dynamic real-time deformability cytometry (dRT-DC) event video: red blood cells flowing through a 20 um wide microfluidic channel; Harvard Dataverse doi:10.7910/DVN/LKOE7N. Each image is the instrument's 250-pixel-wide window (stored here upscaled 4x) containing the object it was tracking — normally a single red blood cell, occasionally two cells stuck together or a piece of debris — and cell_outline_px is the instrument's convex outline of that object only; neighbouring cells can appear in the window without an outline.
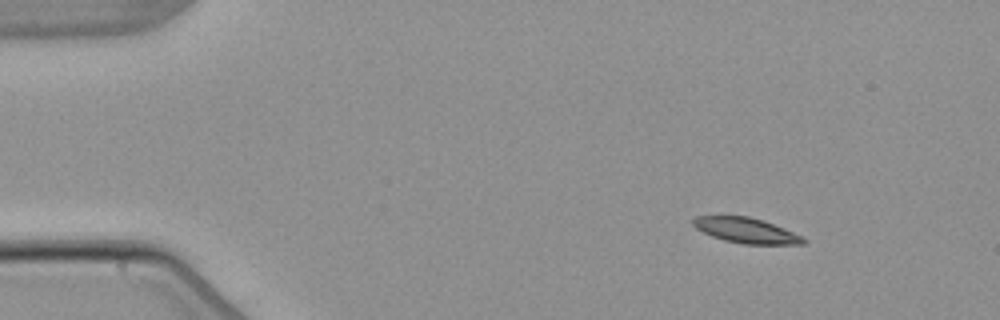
{"species": "common noctule bat (a hibernating species)", "species_latin": "Nyctalus noctula", "temperature_condition": "warm", "stored_images_in_passage": 5, "camera_frame_rate_fps": 3000, "um_per_image_px": 0.085, "animal": {"sex": "male", "body_mass_g": 21.5, "forearm_length_mm": 52.0}, "frame": {"image": 1, "passage_image": 1, "time_ms": 0.0, "image_size_px": [1000, 320], "cell_outline_px": [[808, 240], [804, 244], [744, 244], [724, 240], [712, 236], [696, 228], [692, 224], [692, 220], [696, 216], [748, 216], [764, 220], [804, 236]], "centroid_in_image_um": [63.47, 19.59], "position_along_channel_um": 21.5, "area_um2": 16.3}}
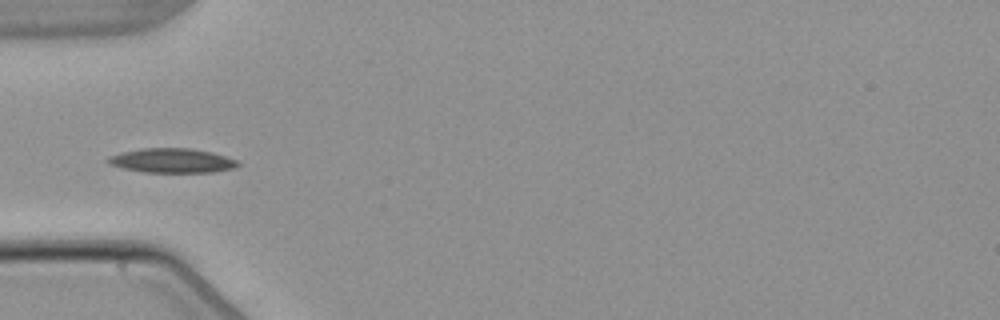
{"frame": {"image": 2, "passage_image": 4, "time_ms": 3.667, "image_size_px": [1000, 320], "cell_outline_px": [[240, 164], [232, 168], [212, 172], [144, 172], [124, 168], [108, 164], [104, 160], [108, 156], [140, 148], [192, 148], [212, 152], [236, 160]], "centroid_in_image_um": [14.57, 13.64], "position_along_channel_um": 70.4, "area_um2": 18.38}}